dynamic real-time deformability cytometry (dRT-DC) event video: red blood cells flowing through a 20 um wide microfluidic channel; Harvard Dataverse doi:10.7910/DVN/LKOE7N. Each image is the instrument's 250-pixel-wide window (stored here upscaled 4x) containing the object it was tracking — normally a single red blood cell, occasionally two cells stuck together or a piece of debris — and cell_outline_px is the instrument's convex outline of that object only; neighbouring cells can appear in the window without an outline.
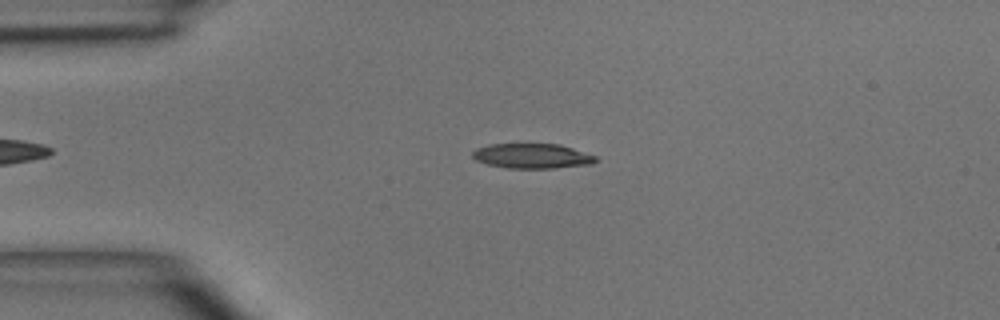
{"species": "common noctule bat (a hibernating species)", "species_latin": "Nyctalus noctula", "temperature_condition": "room temperature", "stored_images_in_passage": 7, "camera_frame_rate_fps": 3000, "um_per_image_px": 0.085, "animal": {"sex": "male", "body_mass_g": 15.6}, "frame": {"image": 1, "passage_image": 4, "time_ms": 3.333, "image_size_px": [1000, 320], "cell_outline_px": [[600, 160], [592, 164], [552, 168], [508, 168], [488, 164], [476, 160], [472, 156], [472, 152], [476, 148], [488, 144], [560, 144], [596, 156]], "centroid_in_image_um": [45.24, 13.25], "position_along_channel_um": 39.8, "area_um2": 17.86}}
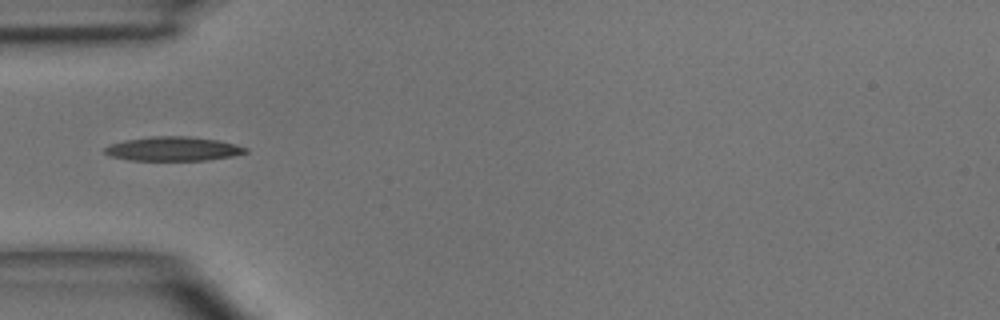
{"frame": {"image": 2, "passage_image": 5, "time_ms": 4.667, "image_size_px": [1000, 320], "cell_outline_px": [[248, 152], [232, 156], [208, 160], [128, 160], [108, 156], [104, 152], [104, 148], [112, 144], [124, 140], [152, 136], [188, 136], [216, 140], [236, 144], [248, 148]], "centroid_in_image_um": [14.71, 12.65], "position_along_channel_um": 70.3, "area_um2": 19.83}}
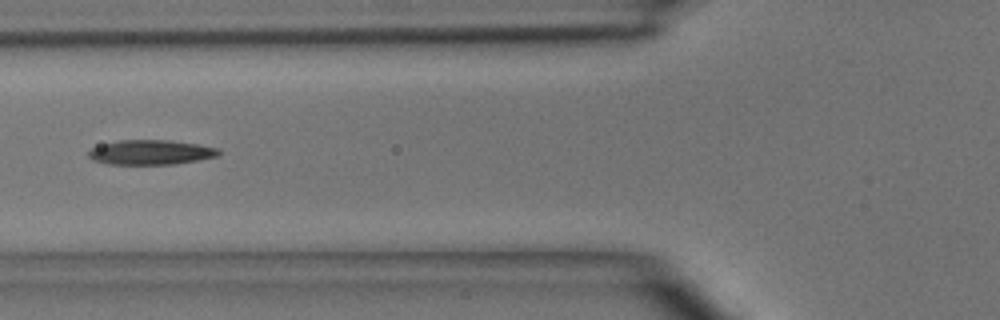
{"frame": {"image": 3, "passage_image": 6, "time_ms": 5.667, "image_size_px": [1000, 320], "cell_outline_px": [[220, 152], [216, 156], [176, 164], [108, 164], [92, 160], [88, 156], [88, 152], [92, 148], [104, 144], [120, 140], [168, 140], [196, 144], [220, 148]], "centroid_in_image_um": [12.8, 12.95], "position_along_channel_um": 113.0, "area_um2": 18.55}}